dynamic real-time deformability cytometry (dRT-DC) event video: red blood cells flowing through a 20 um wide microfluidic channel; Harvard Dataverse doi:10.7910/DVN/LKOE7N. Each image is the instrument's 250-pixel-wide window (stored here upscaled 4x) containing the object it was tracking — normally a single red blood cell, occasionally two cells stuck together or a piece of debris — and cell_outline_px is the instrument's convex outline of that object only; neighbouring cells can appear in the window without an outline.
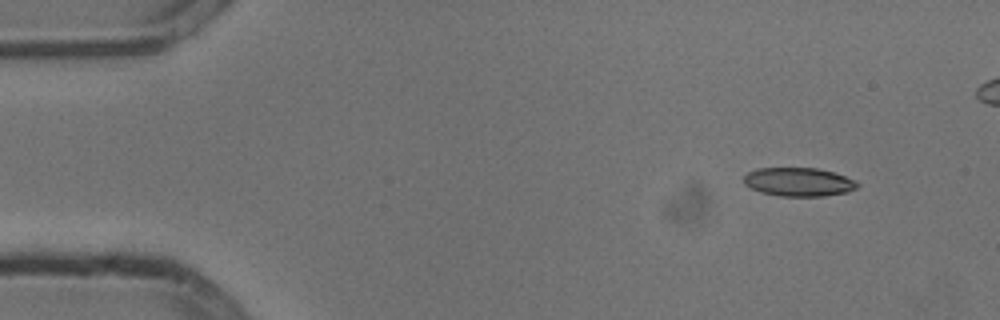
{"species": "common noctule bat (a hibernating species)", "species_latin": "Nyctalus noctula", "temperature_condition": "cold", "stored_images_in_passage": 46, "camera_frame_rate_fps": 3000, "um_per_image_px": 0.085, "animal": {"sex": "male", "body_mass_g": 13.3}, "frame": {"image": 1, "passage_image": 1, "time_ms": 0.0, "image_size_px": [1000, 320], "cell_outline_px": [[860, 184], [856, 188], [848, 192], [824, 196], [780, 196], [760, 192], [744, 184], [744, 176], [748, 172], [756, 168], [816, 168], [832, 172], [856, 180]], "centroid_in_image_um": [67.89, 15.47], "position_along_channel_um": 17.1, "area_um2": 18.96}}
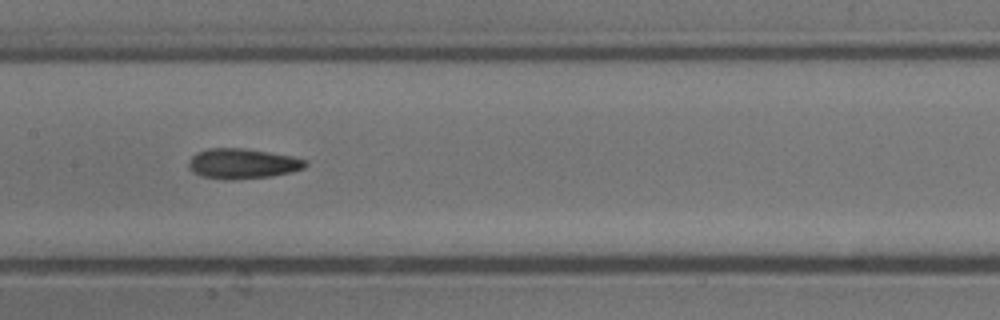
{"frame": {"image": 2, "passage_image": 22, "time_ms": 7.0, "image_size_px": [1000, 320], "cell_outline_px": [[308, 164], [304, 168], [292, 172], [272, 176], [232, 180], [224, 180], [200, 176], [192, 172], [188, 168], [188, 160], [196, 152], [208, 148], [244, 148], [292, 156], [308, 160]], "centroid_in_image_um": [20.59, 13.91], "position_along_channel_um": 186.8, "area_um2": 20.87}}
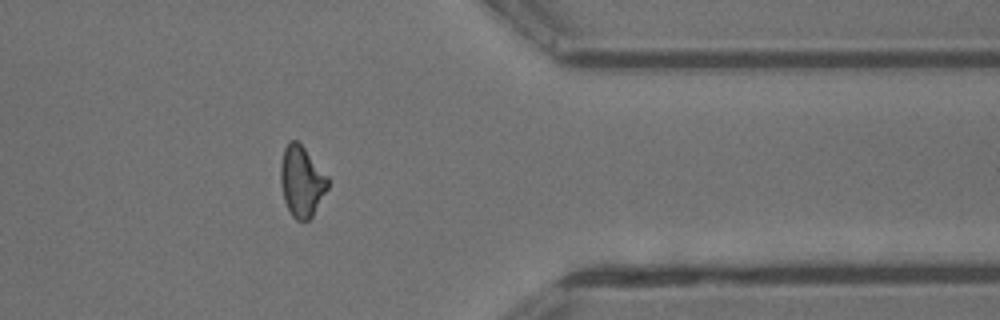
{"frame": {"image": 3, "passage_image": 39, "time_ms": 12.667, "image_size_px": [1000, 320], "cell_outline_px": [[328, 188], [312, 216], [308, 220], [296, 220], [292, 216], [284, 200], [280, 184], [280, 164], [284, 148], [292, 140], [296, 140], [304, 148], [328, 176]], "centroid_in_image_um": [25.63, 15.42], "position_along_channel_um": 385.8, "area_um2": 19.31}, "authors_computed_cell_mechanics": {"area_um2": 19.8543, "velocity_mm_per_s": 3.8023, "shape_relaxation_time_tau1_ms": null, "shape_relaxation_time_tau2_ms": 4.4585, "deformation_change_tau1": null, "deformation_change_tau2": 0.1285}}